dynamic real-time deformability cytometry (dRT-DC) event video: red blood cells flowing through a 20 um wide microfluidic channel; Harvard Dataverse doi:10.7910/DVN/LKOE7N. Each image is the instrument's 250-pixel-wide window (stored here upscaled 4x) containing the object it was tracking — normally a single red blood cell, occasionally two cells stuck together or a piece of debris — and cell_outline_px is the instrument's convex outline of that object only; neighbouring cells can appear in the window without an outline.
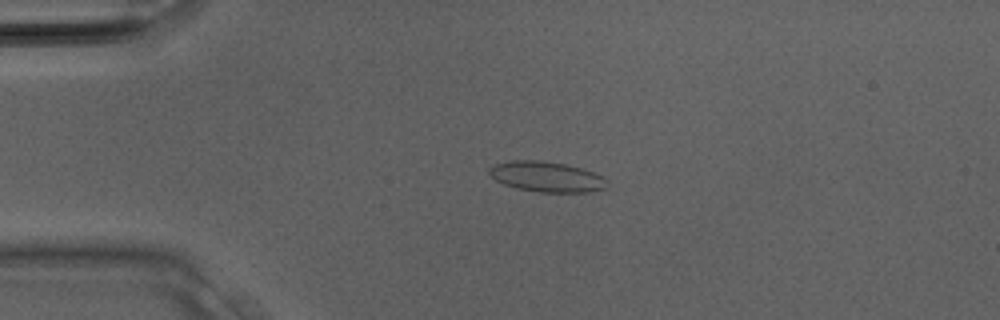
{"species": "Egyptian fruit bat (a non-hibernating species)", "species_latin": "Rousettus aegyptiacus", "temperature_condition": "room temperature", "stored_images_in_passage": 28, "camera_frame_rate_fps": 3000, "um_per_image_px": 0.085, "animal": {"sex": "male"}, "frame": {"image": 1, "passage_image": 5, "time_ms": 1.333, "image_size_px": [1000, 320], "cell_outline_px": [[608, 188], [588, 192], [540, 192], [516, 188], [504, 184], [496, 180], [488, 172], [488, 168], [496, 164], [512, 160], [540, 160], [564, 164], [580, 168], [604, 176], [608, 180]], "centroid_in_image_um": [46.49, 15.03], "position_along_channel_um": 38.5, "area_um2": 20.87}}
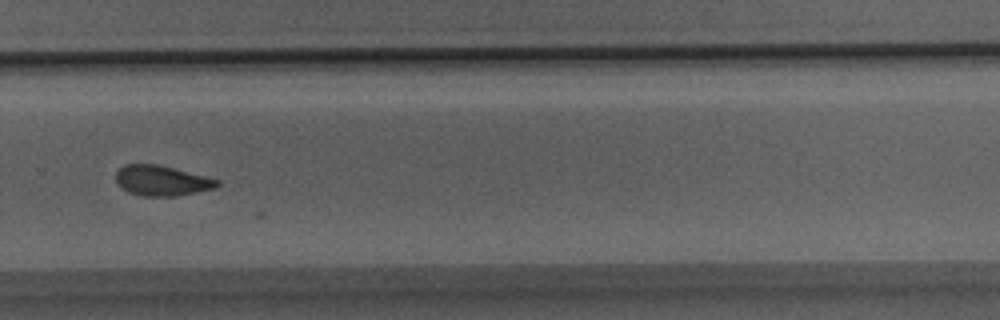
{"frame": {"image": 2, "passage_image": 19, "time_ms": 6.0, "image_size_px": [1000, 320], "cell_outline_px": [[220, 184], [216, 188], [176, 196], [144, 196], [128, 192], [120, 188], [116, 184], [116, 172], [124, 164], [156, 164], [220, 180]], "centroid_in_image_um": [13.71, 15.36], "position_along_channel_um": 316.1, "area_um2": 17.8}}
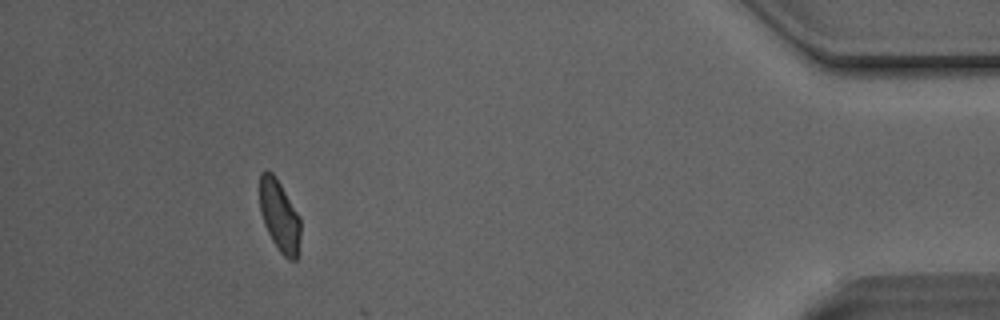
{"frame": {"image": 3, "passage_image": 26, "time_ms": 8.333, "image_size_px": [1000, 320], "cell_outline_px": [[300, 252], [296, 260], [288, 260], [280, 252], [272, 240], [264, 224], [260, 212], [260, 172], [264, 168], [268, 168], [276, 176], [300, 216]], "centroid_in_image_um": [23.77, 18.33], "position_along_channel_um": 411.4, "area_um2": 17.46}}